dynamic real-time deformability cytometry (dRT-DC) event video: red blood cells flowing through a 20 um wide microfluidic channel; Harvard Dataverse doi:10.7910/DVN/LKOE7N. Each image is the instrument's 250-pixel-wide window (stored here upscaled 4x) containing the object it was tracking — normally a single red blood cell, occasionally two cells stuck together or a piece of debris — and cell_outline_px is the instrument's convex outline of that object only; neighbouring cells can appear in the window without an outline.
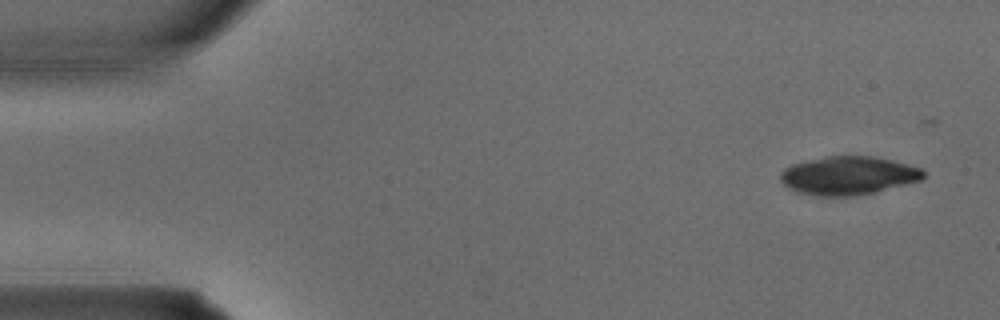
{"species": "common noctule bat (a hibernating species)", "species_latin": "Nyctalus noctula", "temperature_condition": "warm", "stored_images_in_passage": 2, "camera_frame_rate_fps": 3000, "um_per_image_px": 0.085, "animal": {"sex": "male", "body_mass_g": 15.6}, "frame": {"image": 1, "passage_image": 1, "time_ms": 0.0, "image_size_px": [1000, 320], "cell_outline_px": [[924, 176], [920, 180], [876, 192], [852, 196], [820, 196], [796, 192], [788, 188], [780, 180], [780, 172], [784, 168], [792, 164], [828, 156], [872, 156], [892, 160], [924, 168]], "centroid_in_image_um": [72.1, 14.92], "position_along_channel_um": 12.9, "area_um2": 32.02}}